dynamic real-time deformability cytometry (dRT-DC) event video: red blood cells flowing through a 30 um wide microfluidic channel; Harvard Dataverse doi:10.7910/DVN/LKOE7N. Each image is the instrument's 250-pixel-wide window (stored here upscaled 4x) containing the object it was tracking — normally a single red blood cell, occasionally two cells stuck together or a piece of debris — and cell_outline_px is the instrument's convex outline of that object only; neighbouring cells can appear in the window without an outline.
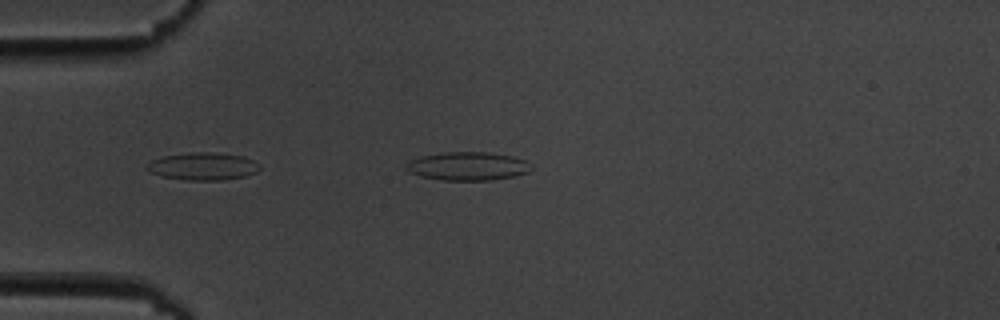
{"species": "common noctule bat (a hibernating species)", "species_latin": "Nyctalus noctula", "temperature_condition": "cold", "stored_images_in_passage": 9, "camera_frame_rate_fps": 3000, "um_per_image_px": 0.085, "animal": {"sex": "male", "body_mass_g": 19.5, "forearm_length_mm": 54.6}, "frame": {"image": 1, "passage_image": 2, "time_ms": 1.333, "image_size_px": [1000, 320], "cell_outline_px": [[532, 168], [528, 172], [512, 176], [492, 180], [444, 180], [420, 176], [408, 172], [404, 168], [408, 160], [424, 156], [444, 152], [488, 152], [512, 156], [524, 160], [532, 164]], "centroid_in_image_um": [39.74, 14.12], "position_along_channel_um": 45.3, "area_um2": 20.69}}
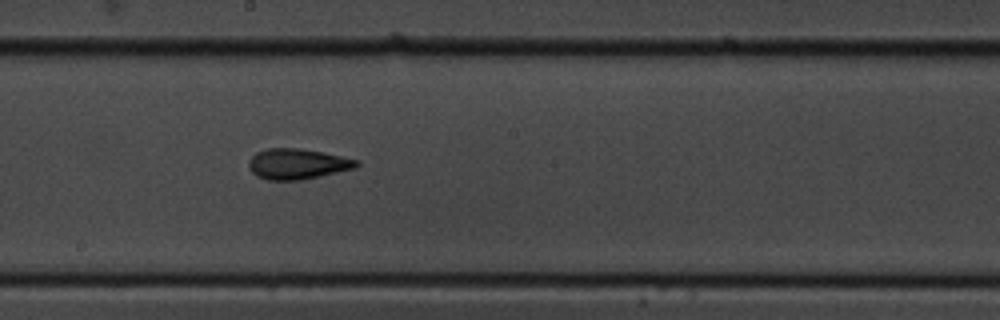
{"frame": {"image": 2, "passage_image": 7, "time_ms": 7.0, "image_size_px": [1000, 320], "cell_outline_px": [[360, 164], [356, 168], [300, 180], [268, 180], [256, 176], [248, 168], [248, 160], [256, 152], [268, 148], [300, 148], [360, 160]], "centroid_in_image_um": [25.25, 13.93], "position_along_channel_um": 222.9, "area_um2": 19.19}}
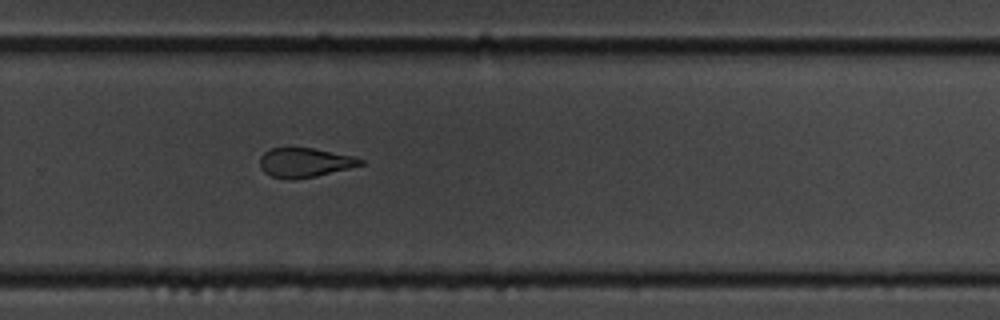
{"frame": {"image": 3, "passage_image": 9, "time_ms": 9.333, "image_size_px": [1000, 320], "cell_outline_px": [[364, 164], [316, 176], [292, 180], [288, 180], [272, 176], [264, 172], [260, 168], [260, 156], [264, 152], [272, 148], [312, 148], [352, 156], [364, 160]], "centroid_in_image_um": [25.86, 13.82], "position_along_channel_um": 303.9, "area_um2": 17.05}}